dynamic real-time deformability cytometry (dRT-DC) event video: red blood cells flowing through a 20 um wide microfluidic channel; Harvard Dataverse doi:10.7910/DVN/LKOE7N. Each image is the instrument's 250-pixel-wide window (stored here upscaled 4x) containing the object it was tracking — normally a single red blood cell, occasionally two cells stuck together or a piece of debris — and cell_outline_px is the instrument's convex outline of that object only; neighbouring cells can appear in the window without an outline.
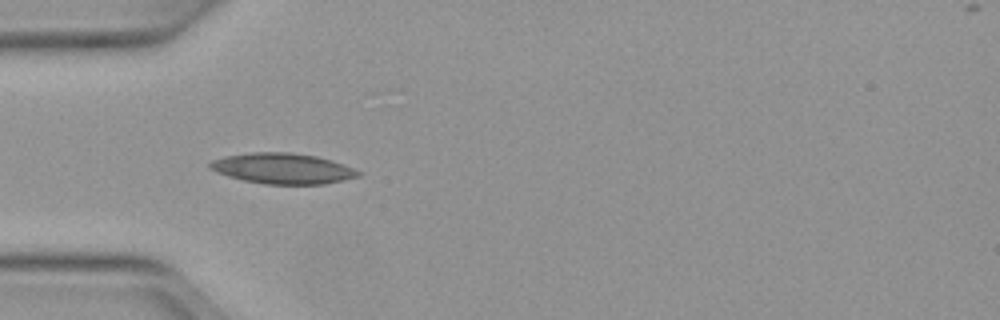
{"species": "Egyptian fruit bat (a non-hibernating species)", "species_latin": "Rousettus aegyptiacus", "temperature_condition": "warm", "stored_images_in_passage": 23, "camera_frame_rate_fps": 3000, "um_per_image_px": 0.085, "animal": {"sex": "female"}, "frame": {"image": 1, "passage_image": 7, "time_ms": 2.0, "image_size_px": [1000, 320], "cell_outline_px": [[360, 176], [344, 180], [324, 184], [264, 184], [244, 180], [228, 176], [216, 172], [208, 168], [208, 164], [212, 160], [224, 156], [252, 152], [292, 152], [316, 156], [332, 160], [344, 164], [360, 172]], "centroid_in_image_um": [24.01, 14.31], "position_along_channel_um": 61.0, "area_um2": 26.53}}
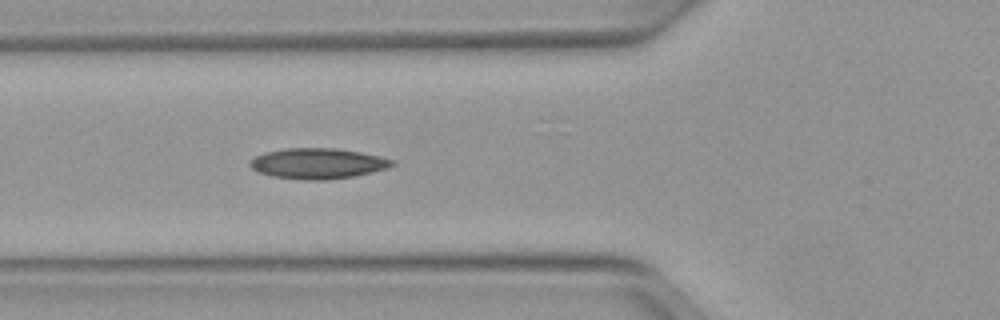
{"frame": {"image": 2, "passage_image": 10, "time_ms": 3.0, "image_size_px": [1000, 320], "cell_outline_px": [[396, 164], [388, 168], [352, 176], [324, 180], [304, 180], [272, 176], [256, 172], [248, 164], [248, 160], [264, 152], [288, 148], [336, 148], [360, 152], [380, 156], [396, 160]], "centroid_in_image_um": [26.99, 13.89], "position_along_channel_um": 98.8, "area_um2": 25.43}}